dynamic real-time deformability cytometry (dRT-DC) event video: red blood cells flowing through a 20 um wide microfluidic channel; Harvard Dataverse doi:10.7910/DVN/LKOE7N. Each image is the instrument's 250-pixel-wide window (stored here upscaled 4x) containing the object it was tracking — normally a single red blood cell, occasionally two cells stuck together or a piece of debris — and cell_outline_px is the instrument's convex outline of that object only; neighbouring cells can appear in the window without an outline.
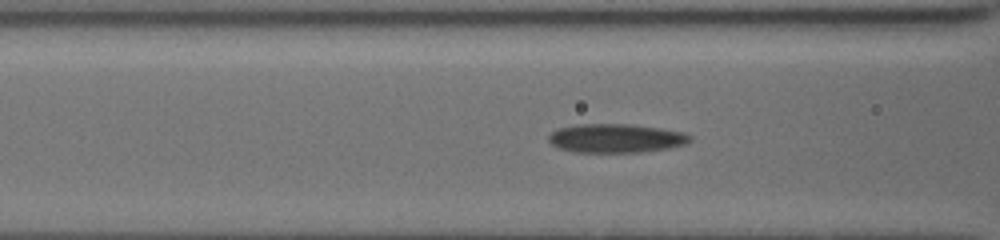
{"species": "common noctule bat (a hibernating species)", "species_latin": "Nyctalus noctula", "temperature_condition": "cold", "stored_images_in_passage": 36, "camera_frame_rate_fps": 3000, "um_per_image_px": 0.085, "animal": {"sex": "female", "body_mass_g": 19.5, "forearm_length_mm": 54.1}, "frame": {"image": 1, "passage_image": 14, "time_ms": 4.333, "image_size_px": [1000, 240], "cell_outline_px": [[692, 140], [684, 144], [668, 148], [640, 152], [572, 152], [560, 148], [552, 144], [548, 140], [548, 136], [552, 132], [560, 128], [576, 124], [628, 124], [656, 128], [680, 132], [692, 136]], "centroid_in_image_um": [52.31, 11.76], "position_along_channel_um": 114.3, "area_um2": 23.47}}
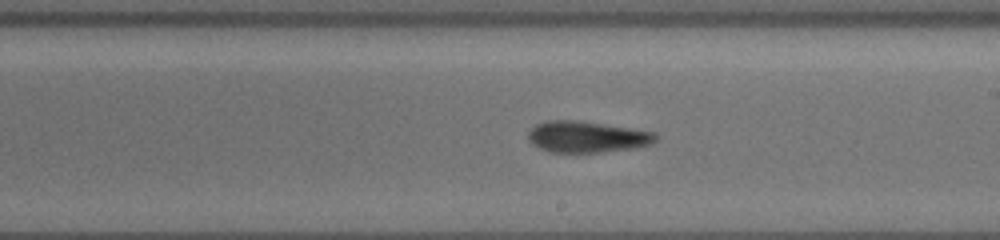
{"frame": {"image": 2, "passage_image": 24, "time_ms": 7.667, "image_size_px": [1000, 240], "cell_outline_px": [[656, 140], [648, 144], [632, 148], [600, 152], [548, 152], [532, 144], [528, 140], [528, 132], [536, 124], [548, 120], [580, 120], [656, 132]], "centroid_in_image_um": [49.85, 11.62], "position_along_channel_um": 239.2, "area_um2": 23.18}}
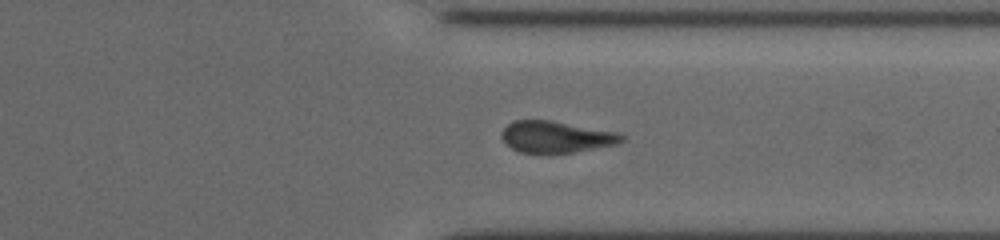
{"frame": {"image": 3, "passage_image": 34, "time_ms": 11.0, "image_size_px": [1000, 240], "cell_outline_px": [[624, 140], [616, 144], [572, 152], [520, 152], [512, 148], [500, 136], [500, 132], [512, 120], [552, 120], [616, 132], [624, 136]], "centroid_in_image_um": [47.24, 11.61], "position_along_channel_um": 364.2, "area_um2": 21.73}}